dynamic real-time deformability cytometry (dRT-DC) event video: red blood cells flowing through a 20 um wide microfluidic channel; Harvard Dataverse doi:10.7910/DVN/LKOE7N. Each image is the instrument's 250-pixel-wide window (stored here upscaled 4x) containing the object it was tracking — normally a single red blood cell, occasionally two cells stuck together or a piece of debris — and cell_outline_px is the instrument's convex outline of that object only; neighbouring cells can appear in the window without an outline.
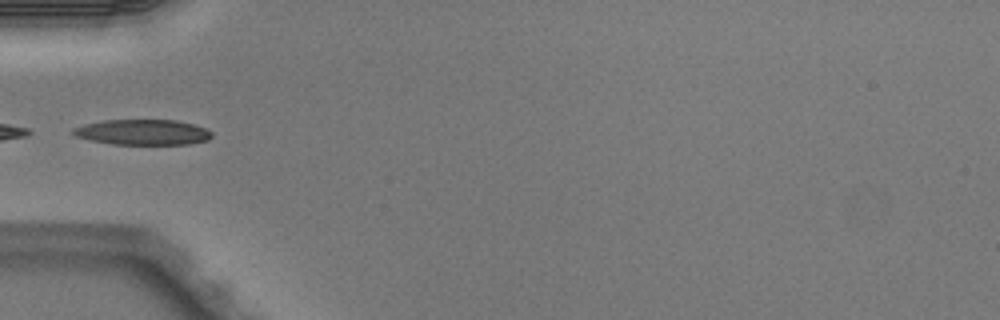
{"species": "Egyptian fruit bat (a non-hibernating species)", "species_latin": "Rousettus aegyptiacus", "temperature_condition": "warm", "stored_images_in_passage": 5, "camera_frame_rate_fps": 3000, "um_per_image_px": 0.085, "animal": {"sex": "male"}, "frame": {"image": 1, "passage_image": 5, "time_ms": 1.333, "image_size_px": [1000, 320], "cell_outline_px": [[212, 136], [208, 140], [188, 144], [112, 144], [88, 140], [76, 136], [72, 132], [72, 128], [84, 124], [104, 120], [176, 120], [192, 124], [204, 128], [212, 132]], "centroid_in_image_um": [12.11, 11.24], "position_along_channel_um": 72.9, "area_um2": 20.52}}